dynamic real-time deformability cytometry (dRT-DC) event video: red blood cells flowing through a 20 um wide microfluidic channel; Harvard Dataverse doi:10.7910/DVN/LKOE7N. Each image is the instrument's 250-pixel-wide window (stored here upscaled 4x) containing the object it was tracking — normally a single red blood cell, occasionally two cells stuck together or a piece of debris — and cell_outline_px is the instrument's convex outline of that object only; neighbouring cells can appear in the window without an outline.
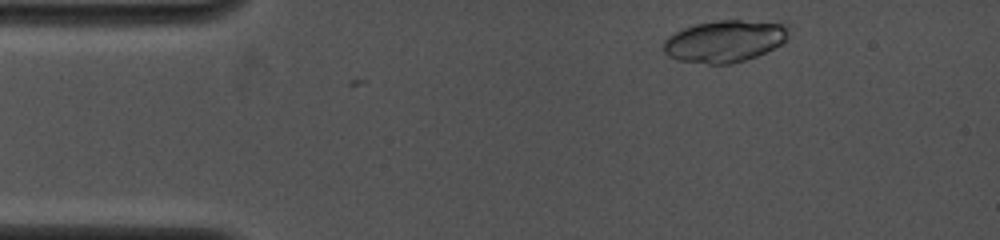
{"species": "common noctule bat (a hibernating species)", "species_latin": "Nyctalus noctula", "temperature_condition": "cold", "stored_images_in_passage": 4, "camera_frame_rate_fps": 4000, "um_per_image_px": 0.085, "animal": {"sex": "female", "body_mass_g": 19.0, "forearm_length_mm": 53.3}, "frame": {"image": 1, "passage_image": 1, "time_ms": 0.0, "image_size_px": [1000, 240], "cell_outline_px": [[792, 28], [788, 36], [780, 44], [756, 56], [732, 64], [708, 64], [680, 60], [668, 56], [664, 52], [664, 40], [668, 36], [684, 28], [696, 24], [716, 20], [784, 20], [792, 24]], "centroid_in_image_um": [61.71, 3.45], "position_along_channel_um": 23.3, "area_um2": 31.21}}